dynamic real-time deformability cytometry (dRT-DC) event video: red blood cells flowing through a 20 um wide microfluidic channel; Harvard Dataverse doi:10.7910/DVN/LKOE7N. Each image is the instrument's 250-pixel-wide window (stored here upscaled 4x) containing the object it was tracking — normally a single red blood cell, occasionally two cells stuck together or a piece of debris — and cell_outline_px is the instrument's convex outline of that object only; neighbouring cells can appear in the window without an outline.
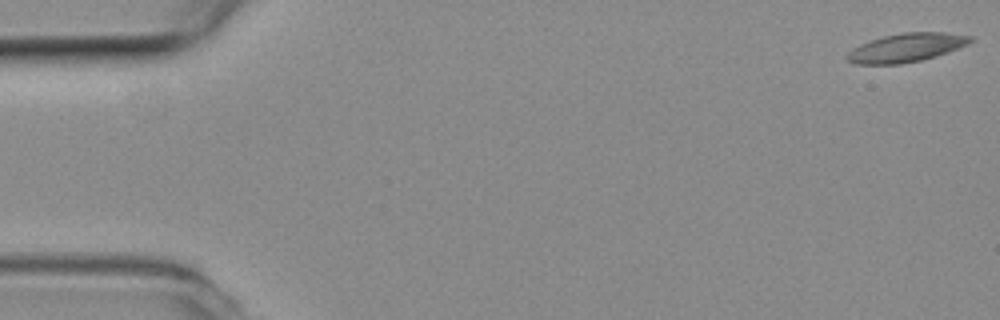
{"species": "common noctule bat (a hibernating species)", "species_latin": "Nyctalus noctula", "temperature_condition": "room temperature", "stored_images_in_passage": 6, "segment_of_instrument_passage": [1, 2], "camera_frame_rate_fps": 3000, "um_per_image_px": 0.085, "animal": {"sex": "female", "body_mass_g": 19.3, "forearm_length_mm": 54.1}, "frame": {"image": 1, "passage_image": 1, "time_ms": 0.0, "image_size_px": [1000, 320], "cell_outline_px": [[972, 40], [968, 44], [936, 56], [920, 60], [900, 64], [856, 64], [848, 60], [844, 56], [848, 52], [860, 44], [884, 36], [904, 32], [944, 32], [972, 36]], "centroid_in_image_um": [77.02, 4.05], "position_along_channel_um": 8.0, "area_um2": 20.35}}
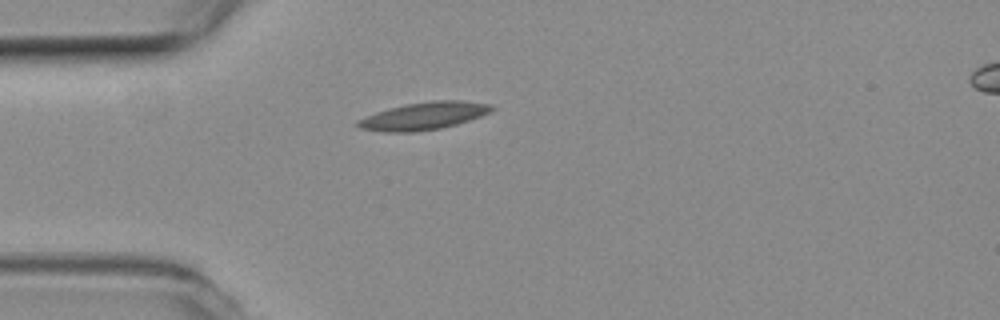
{"frame": {"image": 2, "passage_image": 5, "time_ms": 1.333, "image_size_px": [1000, 320], "cell_outline_px": [[496, 108], [492, 112], [456, 124], [440, 128], [412, 132], [384, 132], [360, 128], [356, 124], [356, 120], [376, 112], [388, 108], [404, 104], [432, 100], [460, 100], [492, 104]], "centroid_in_image_um": [36.03, 9.84], "position_along_channel_um": 49.0, "area_um2": 21.56}}